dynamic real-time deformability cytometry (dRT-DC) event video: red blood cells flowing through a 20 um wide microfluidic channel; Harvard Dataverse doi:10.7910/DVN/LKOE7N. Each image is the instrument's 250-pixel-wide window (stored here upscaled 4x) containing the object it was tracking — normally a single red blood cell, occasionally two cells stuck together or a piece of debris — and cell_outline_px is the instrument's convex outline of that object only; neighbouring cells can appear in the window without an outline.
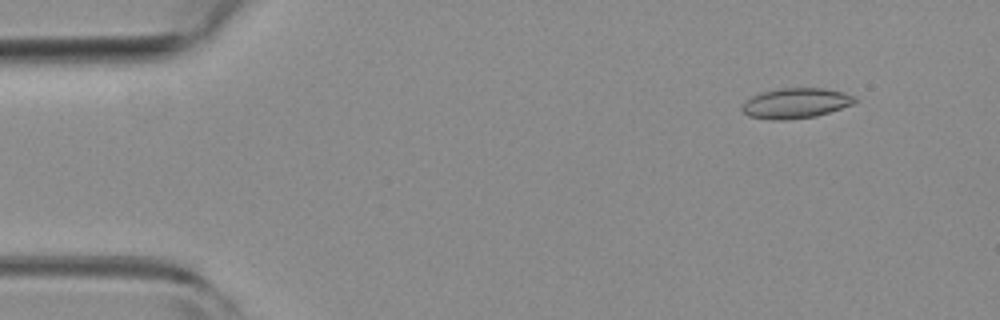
{"species": "common noctule bat (a hibernating species)", "species_latin": "Nyctalus noctula", "temperature_condition": "room temperature", "stored_images_in_passage": 7, "camera_frame_rate_fps": 3000, "um_per_image_px": 0.085, "animal": {"sex": "female", "body_mass_g": 19.3, "forearm_length_mm": 54.1}, "frame": {"image": 1, "passage_image": 2, "time_ms": 0.333, "image_size_px": [1000, 320], "cell_outline_px": [[856, 100], [852, 104], [816, 116], [784, 120], [772, 120], [748, 116], [740, 108], [752, 96], [760, 92], [780, 88], [824, 88], [844, 92], [856, 96]], "centroid_in_image_um": [67.63, 8.76], "position_along_channel_um": 17.4, "area_um2": 19.77}}
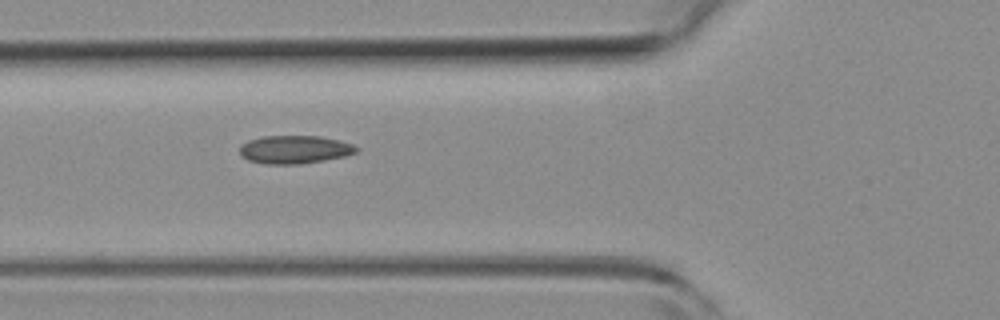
{"frame": {"image": 2, "passage_image": 6, "time_ms": 1.667, "image_size_px": [1000, 320], "cell_outline_px": [[360, 148], [356, 152], [344, 156], [324, 160], [300, 164], [264, 164], [248, 160], [240, 156], [240, 144], [248, 140], [264, 136], [320, 136], [340, 140], [352, 144]], "centroid_in_image_um": [25.02, 12.71], "position_along_channel_um": 100.8, "area_um2": 19.25}}
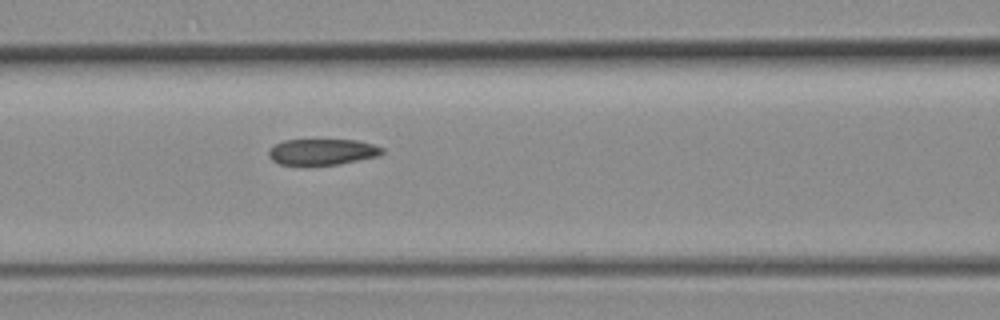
{"frame": {"image": 3, "passage_image": 7, "time_ms": 2.0, "image_size_px": [1000, 320], "cell_outline_px": [[384, 152], [376, 156], [340, 164], [304, 168], [280, 164], [272, 160], [268, 156], [268, 152], [276, 144], [284, 140], [356, 140], [372, 144], [384, 148]], "centroid_in_image_um": [27.34, 12.95], "position_along_channel_um": 139.3, "area_um2": 17.74}}